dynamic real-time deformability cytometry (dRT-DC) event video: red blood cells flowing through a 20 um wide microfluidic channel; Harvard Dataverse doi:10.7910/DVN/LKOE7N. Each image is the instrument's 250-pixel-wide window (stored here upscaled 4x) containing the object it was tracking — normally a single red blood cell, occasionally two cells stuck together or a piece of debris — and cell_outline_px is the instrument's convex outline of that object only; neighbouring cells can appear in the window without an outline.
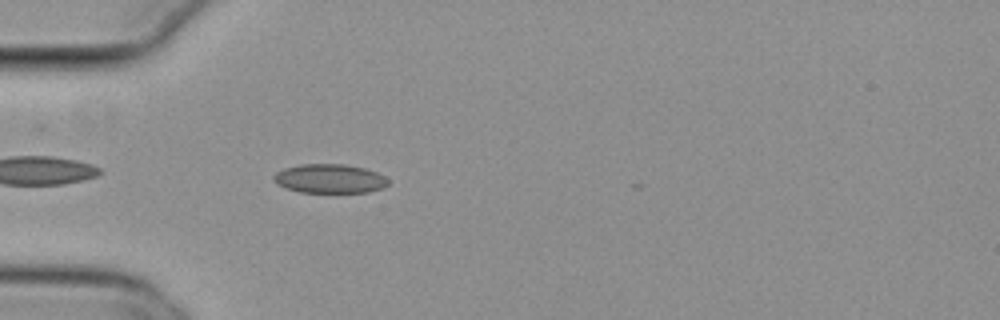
{"species": "common noctule bat (a hibernating species)", "species_latin": "Nyctalus noctula", "temperature_condition": "cold", "stored_images_in_passage": 36, "camera_frame_rate_fps": 3000, "um_per_image_px": 0.085, "animal": {"sex": "female", "body_mass_g": 29.2, "forearm_length_mm": 56.3}, "frame": {"image": 1, "passage_image": 4, "time_ms": 1.0, "image_size_px": [1000, 320], "cell_outline_px": [[388, 184], [384, 188], [368, 192], [300, 192], [276, 184], [272, 180], [272, 176], [276, 172], [284, 168], [300, 164], [344, 164], [364, 168], [376, 172], [384, 176], [388, 180]], "centroid_in_image_um": [28.0, 15.18], "position_along_channel_um": 57.0, "area_um2": 19.42}}
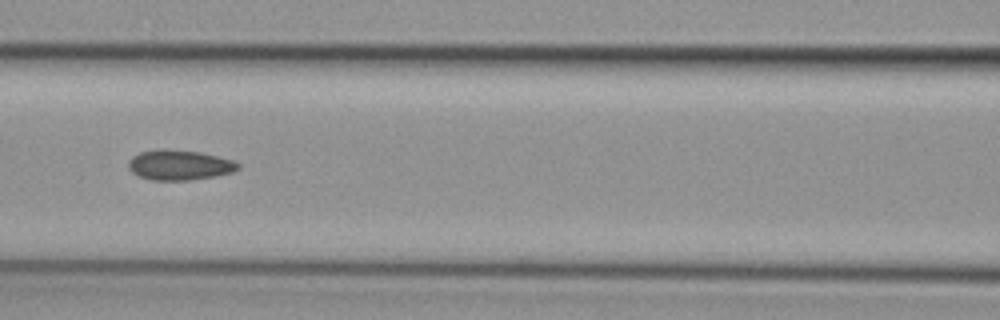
{"frame": {"image": 2, "passage_image": 12, "time_ms": 3.667, "image_size_px": [1000, 320], "cell_outline_px": [[240, 168], [232, 172], [216, 176], [188, 180], [152, 180], [140, 176], [132, 172], [128, 168], [128, 160], [132, 156], [140, 152], [160, 148], [164, 148], [200, 152], [232, 160], [240, 164]], "centroid_in_image_um": [15.23, 14.01], "position_along_channel_um": 151.4, "area_um2": 19.31}}
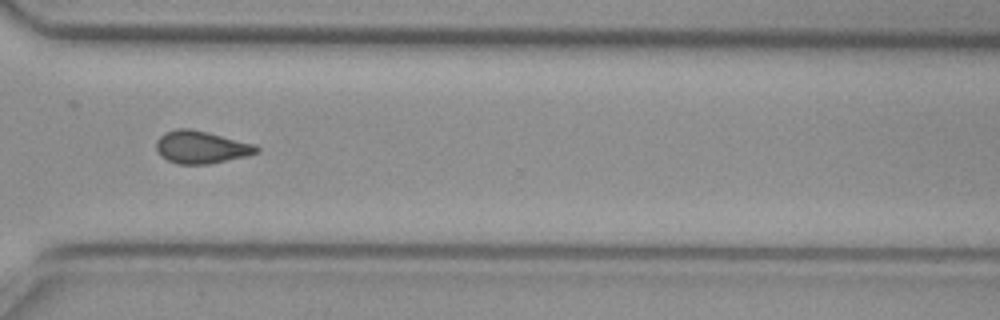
{"frame": {"image": 3, "passage_image": 28, "time_ms": 9.0, "image_size_px": [1000, 320], "cell_outline_px": [[260, 152], [244, 156], [208, 164], [176, 164], [160, 156], [156, 148], [156, 140], [164, 132], [176, 128], [188, 128], [256, 144], [260, 148]], "centroid_in_image_um": [17.07, 12.51], "position_along_channel_um": 353.5, "area_um2": 18.96}, "authors_computed_cell_mechanics": {"area_um2": 18.8139, "velocity_mm_per_s": 3.7948, "shape_relaxation_time_tau1_ms": null, "shape_relaxation_time_tau2_ms": 4.322, "deformation_change_tau1": null, "deformation_change_tau2": 0.0899}}